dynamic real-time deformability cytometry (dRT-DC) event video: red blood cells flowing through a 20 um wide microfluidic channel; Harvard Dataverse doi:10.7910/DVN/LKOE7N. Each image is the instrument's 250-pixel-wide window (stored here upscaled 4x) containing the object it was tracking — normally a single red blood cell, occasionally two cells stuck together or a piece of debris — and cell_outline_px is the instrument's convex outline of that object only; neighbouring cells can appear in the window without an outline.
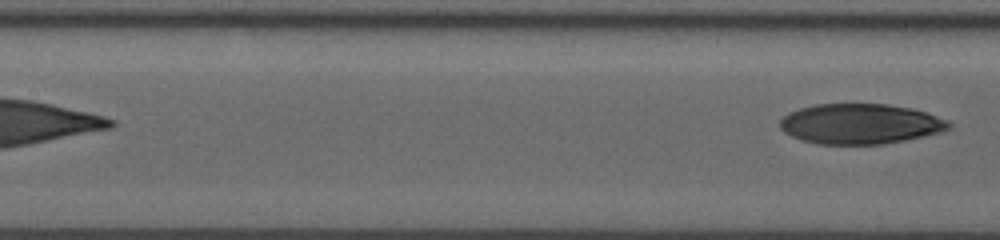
{"species": "human", "species_latin": "Homo sapiens", "temperature_condition": "room temperature", "stored_images_in_passage": 10, "segment_of_instrument_passage": [2, 2], "camera_frame_rate_fps": 3000, "um_per_image_px": 0.085, "donor": {"sex": "male"}, "frame": {"image": 1, "passage_image": 10, "time_ms": 7.333, "image_size_px": [1000, 240], "cell_outline_px": [[952, 128], [940, 132], [924, 136], [884, 144], [816, 144], [800, 140], [784, 132], [780, 128], [780, 120], [788, 112], [800, 108], [816, 104], [888, 104], [912, 108], [928, 112], [948, 120], [952, 124]], "centroid_in_image_um": [73.14, 10.53], "position_along_channel_um": 134.3, "area_um2": 39.88}}